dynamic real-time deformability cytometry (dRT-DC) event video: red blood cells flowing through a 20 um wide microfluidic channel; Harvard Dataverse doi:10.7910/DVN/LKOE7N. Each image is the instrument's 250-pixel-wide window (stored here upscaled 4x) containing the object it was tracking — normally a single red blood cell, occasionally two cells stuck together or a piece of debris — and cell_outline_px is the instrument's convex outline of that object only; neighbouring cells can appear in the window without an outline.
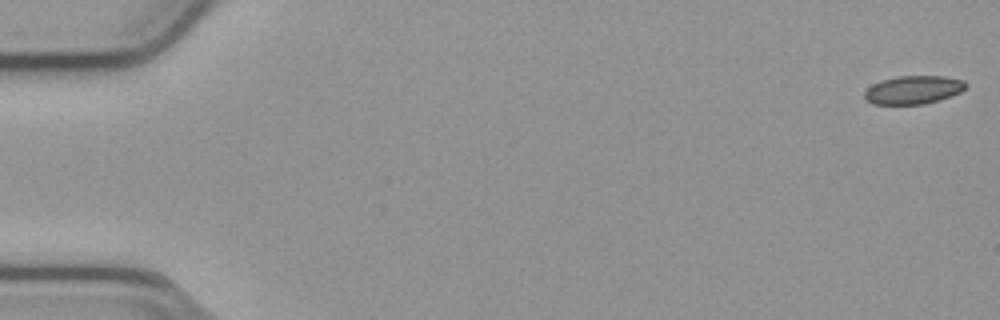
{"species": "common noctule bat (a hibernating species)", "species_latin": "Nyctalus noctula", "temperature_condition": "cold", "stored_images_in_passage": 54, "camera_frame_rate_fps": 3000, "um_per_image_px": 0.085, "animal": {"sex": "male", "body_mass_g": 23.1, "forearm_length_mm": 52.7}, "frame": {"image": 1, "passage_image": 1, "time_ms": 0.0, "image_size_px": [1000, 320], "cell_outline_px": [[968, 84], [960, 92], [940, 100], [924, 104], [872, 104], [864, 96], [864, 92], [872, 84], [884, 80], [900, 76], [944, 76], [964, 80]], "centroid_in_image_um": [77.66, 7.64], "position_along_channel_um": 7.3, "area_um2": 16.59}}
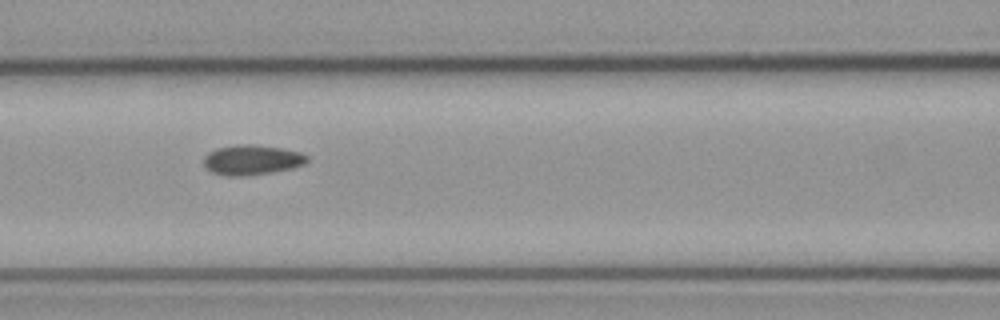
{"frame": {"image": 2, "passage_image": 24, "time_ms": 7.667, "image_size_px": [1000, 320], "cell_outline_px": [[308, 160], [304, 164], [292, 168], [272, 172], [244, 176], [228, 176], [212, 172], [204, 164], [204, 156], [208, 152], [216, 148], [236, 144], [252, 144], [280, 148], [300, 152], [308, 156]], "centroid_in_image_um": [21.4, 13.58], "position_along_channel_um": 145.2, "area_um2": 18.03}}
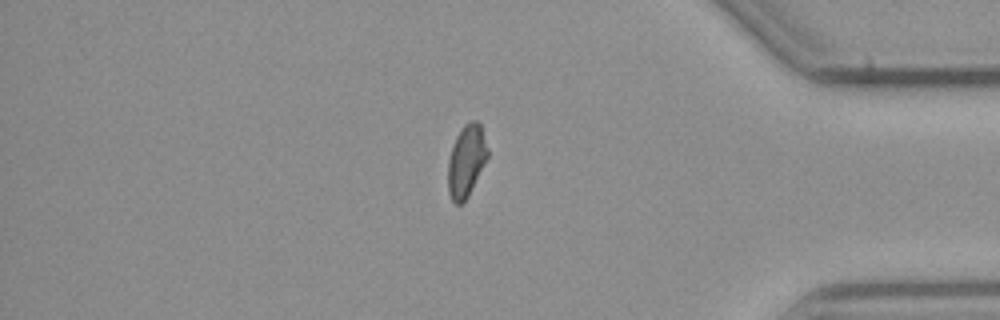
{"frame": {"image": 3, "passage_image": 46, "time_ms": 15.0, "image_size_px": [1000, 320], "cell_outline_px": [[488, 156], [468, 196], [460, 204], [456, 204], [452, 200], [448, 192], [448, 160], [456, 136], [464, 124], [472, 120], [476, 120], [480, 124], [488, 148]], "centroid_in_image_um": [39.63, 13.66], "position_along_channel_um": 395.6, "area_um2": 16.42}, "authors_computed_cell_mechanics": {"area_um2": 17.2822, "velocity_mm_per_s": 3.815, "shape_relaxation_time_tau1_ms": null, "shape_relaxation_time_tau2_ms": 3.5664, "deformation_change_tau1": null, "deformation_change_tau2": 0.0716}}